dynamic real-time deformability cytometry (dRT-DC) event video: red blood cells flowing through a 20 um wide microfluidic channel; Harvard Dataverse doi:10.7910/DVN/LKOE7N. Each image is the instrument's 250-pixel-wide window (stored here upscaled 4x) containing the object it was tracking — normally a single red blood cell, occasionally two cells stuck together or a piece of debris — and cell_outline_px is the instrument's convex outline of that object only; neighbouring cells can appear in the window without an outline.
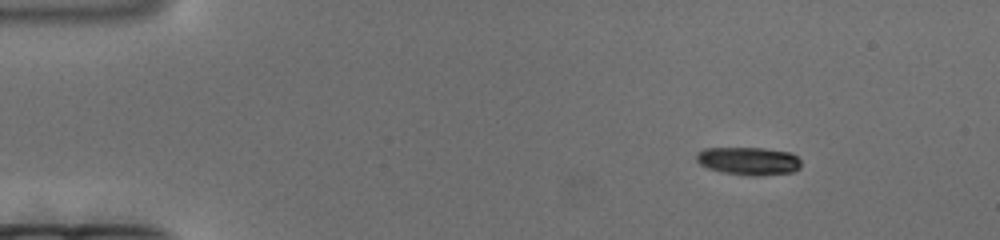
{"species": "human", "species_latin": "Homo sapiens", "temperature_condition": "cold", "stored_images_in_passage": 182, "camera_frame_rate_fps": 3000, "um_per_image_px": 0.085, "donor": {"sex": "female"}, "frame": {"image": 1, "passage_image": 26, "time_ms": 8.333, "image_size_px": [1000, 240], "cell_outline_px": [[800, 168], [792, 172], [764, 176], [748, 176], [724, 172], [708, 168], [700, 164], [696, 160], [696, 152], [704, 148], [764, 148], [788, 152], [796, 156], [800, 160]], "centroid_in_image_um": [63.62, 13.69], "position_along_channel_um": 21.4, "area_um2": 17.17}}
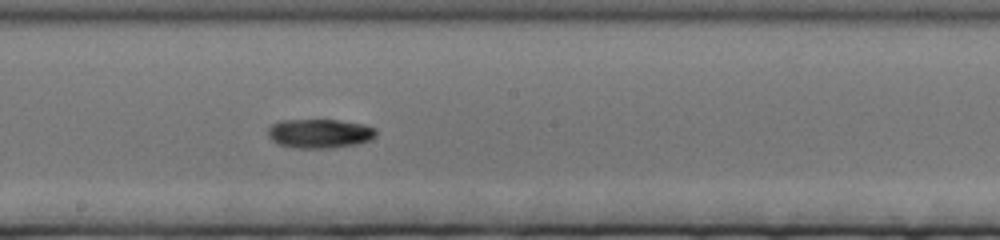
{"frame": {"image": 2, "passage_image": 103, "time_ms": 34.0, "image_size_px": [1000, 240], "cell_outline_px": [[376, 136], [372, 140], [356, 144], [332, 148], [292, 148], [276, 144], [268, 136], [268, 128], [272, 124], [280, 120], [340, 120], [364, 124], [376, 128]], "centroid_in_image_um": [27.17, 11.35], "position_along_channel_um": 221.0, "area_um2": 18.67}}
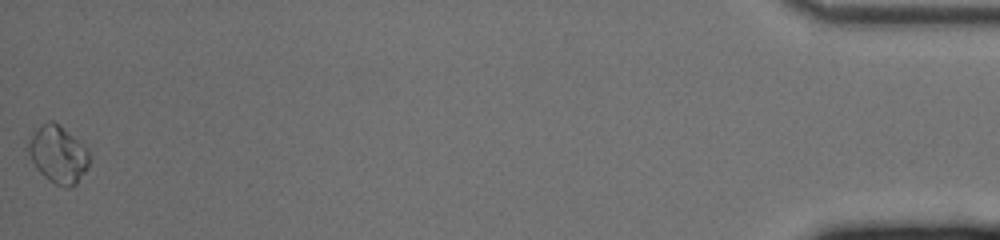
{"frame": {"image": 3, "passage_image": 182, "time_ms": 60.333, "image_size_px": [1000, 240], "cell_outline_px": [[88, 168], [76, 184], [72, 188], [64, 188], [48, 180], [36, 168], [28, 152], [28, 140], [32, 128], [52, 120], [84, 144], [88, 148]], "centroid_in_image_um": [4.92, 13.12], "position_along_channel_um": 430.3, "area_um2": 20.58}}